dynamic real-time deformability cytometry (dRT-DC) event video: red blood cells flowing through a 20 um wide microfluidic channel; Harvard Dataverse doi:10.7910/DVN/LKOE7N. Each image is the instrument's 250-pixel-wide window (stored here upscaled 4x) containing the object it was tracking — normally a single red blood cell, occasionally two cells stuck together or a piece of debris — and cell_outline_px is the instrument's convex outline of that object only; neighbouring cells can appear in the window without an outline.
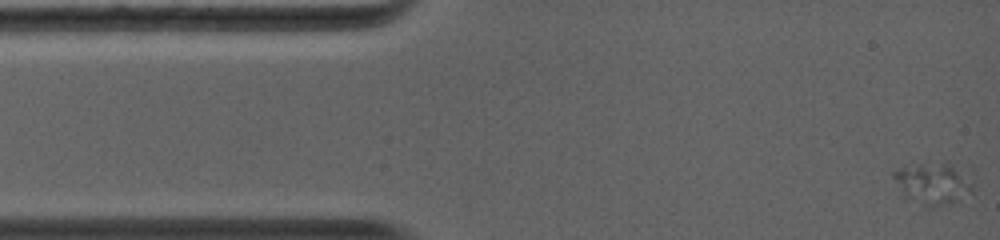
{"species": "common noctule bat (a hibernating species)", "species_latin": "Nyctalus noctula", "temperature_condition": "warm", "stored_images_in_passage": 107, "segment_of_instrument_passage": [1, 2], "camera_frame_rate_fps": 5000, "um_per_image_px": 0.085, "animal": {"sex": "female", "body_mass_g": 19.0, "forearm_length_mm": 56.7}, "frame": {"image": 1, "passage_image": 1, "time_ms": 0.0, "image_size_px": [1000, 240], "cell_outline_px": [[972, 192], [960, 200], [932, 208], [924, 208], [904, 200], [892, 176], [892, 172], [900, 168], [920, 164], [944, 160], [972, 188]], "centroid_in_image_um": [79.12, 15.68], "position_along_channel_um": 5.9, "area_um2": 18.96}}
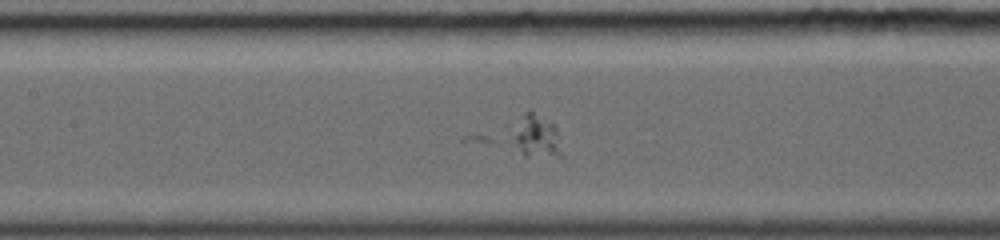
{"frame": {"image": 2, "passage_image": 45, "time_ms": 5.6, "image_size_px": [1000, 240], "cell_outline_px": [[564, 156], [524, 156], [516, 140], [516, 136], [524, 112], [528, 108], [552, 120], [556, 124]], "centroid_in_image_um": [45.77, 11.55], "position_along_channel_um": 161.6, "area_um2": 11.91}}
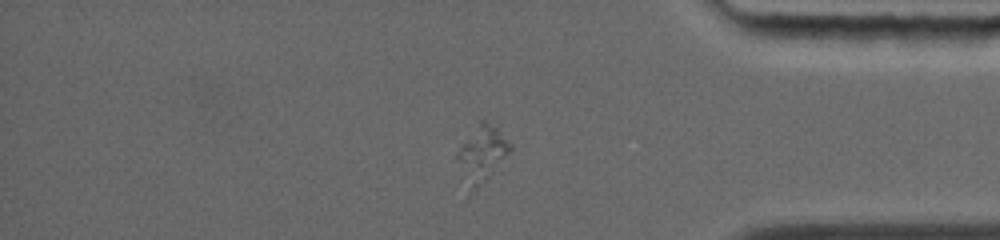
{"frame": {"image": 3, "passage_image": 92, "time_ms": 11.4, "image_size_px": [1000, 240], "cell_outline_px": [[512, 148], [508, 152], [500, 156], [480, 164], [456, 156], [460, 144], [480, 120], [484, 120], [496, 124], [512, 144]], "centroid_in_image_um": [41.16, 12.19], "position_along_channel_um": 394.0, "area_um2": 11.16}}